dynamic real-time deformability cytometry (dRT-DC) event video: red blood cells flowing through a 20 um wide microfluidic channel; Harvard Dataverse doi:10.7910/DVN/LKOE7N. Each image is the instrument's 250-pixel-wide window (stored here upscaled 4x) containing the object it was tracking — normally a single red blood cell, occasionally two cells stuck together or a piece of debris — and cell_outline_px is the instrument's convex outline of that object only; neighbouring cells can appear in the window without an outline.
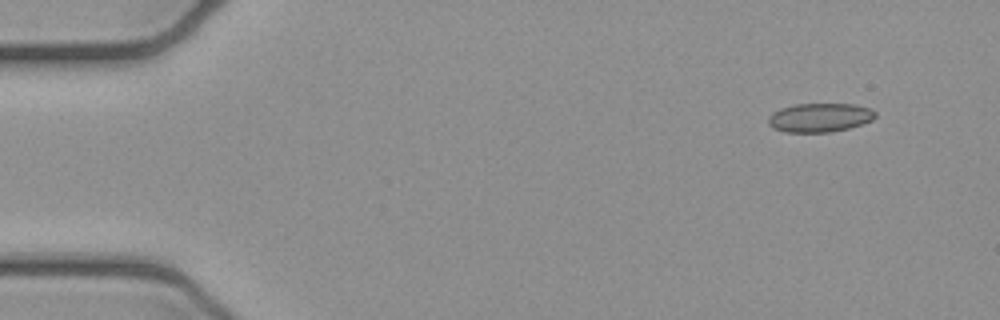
{"species": "common noctule bat (a hibernating species)", "species_latin": "Nyctalus noctula", "temperature_condition": "cold", "stored_images_in_passage": 5, "camera_frame_rate_fps": 3000, "um_per_image_px": 0.085, "animal": {"sex": "female", "body_mass_g": 21.9}, "frame": {"image": 1, "passage_image": 2, "time_ms": 0.333, "image_size_px": [1000, 320], "cell_outline_px": [[876, 116], [872, 120], [848, 128], [828, 132], [784, 132], [772, 128], [768, 124], [768, 116], [772, 112], [780, 108], [792, 104], [852, 104], [872, 108], [876, 112]], "centroid_in_image_um": [69.64, 9.98], "position_along_channel_um": 15.4, "area_um2": 18.15}}
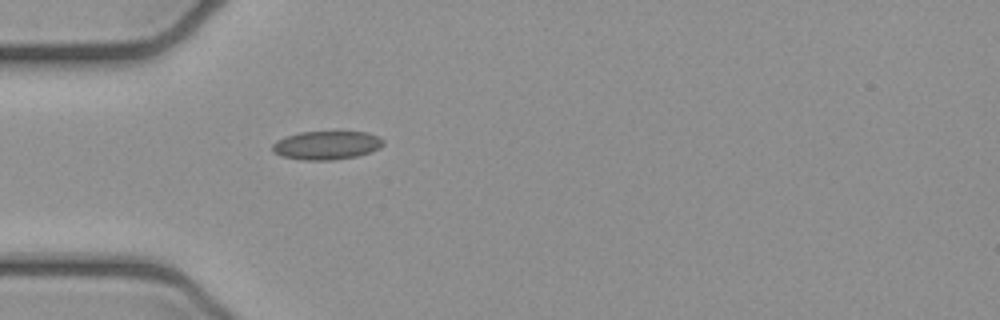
{"frame": {"image": 2, "passage_image": 5, "time_ms": 1.333, "image_size_px": [1000, 320], "cell_outline_px": [[384, 144], [380, 148], [356, 156], [332, 160], [304, 160], [280, 156], [272, 152], [272, 144], [276, 140], [300, 132], [368, 132], [380, 136], [384, 140]], "centroid_in_image_um": [27.76, 12.34], "position_along_channel_um": 57.2, "area_um2": 18.5}}